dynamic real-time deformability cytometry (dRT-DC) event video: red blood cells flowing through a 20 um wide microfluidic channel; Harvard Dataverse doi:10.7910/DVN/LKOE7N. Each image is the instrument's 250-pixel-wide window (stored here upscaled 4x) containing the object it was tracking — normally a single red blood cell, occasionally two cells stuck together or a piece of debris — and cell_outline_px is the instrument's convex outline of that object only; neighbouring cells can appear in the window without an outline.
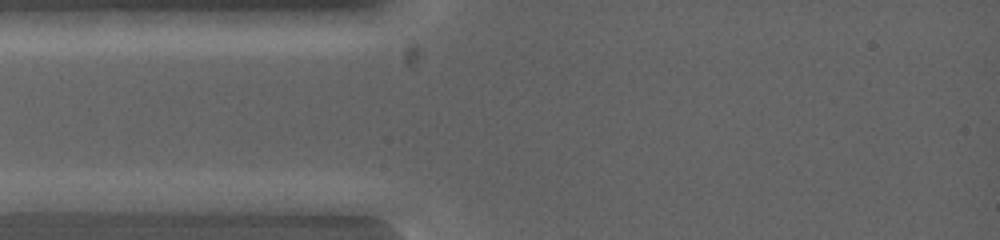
{"species": "common noctule bat (a hibernating species)", "species_latin": "Nyctalus noctula", "temperature_condition": "warm", "stored_images_in_passage": 3, "camera_frame_rate_fps": 5000, "um_per_image_px": 0.085, "animal": {"sex": "female", "body_mass_g": 19.0, "forearm_length_mm": 53.3}, "frame": {"image": 1, "passage_image": 1, "time_ms": 0.0, "image_size_px": [1000, 240], "cell_outline_px": [[116, 196], [96, 212], [36, 212], [20, 200], [80, 192], [112, 192]], "centroid_in_image_um": [6.01, 17.2], "position_along_channel_um": 79.0, "area_um2": 10.23}}